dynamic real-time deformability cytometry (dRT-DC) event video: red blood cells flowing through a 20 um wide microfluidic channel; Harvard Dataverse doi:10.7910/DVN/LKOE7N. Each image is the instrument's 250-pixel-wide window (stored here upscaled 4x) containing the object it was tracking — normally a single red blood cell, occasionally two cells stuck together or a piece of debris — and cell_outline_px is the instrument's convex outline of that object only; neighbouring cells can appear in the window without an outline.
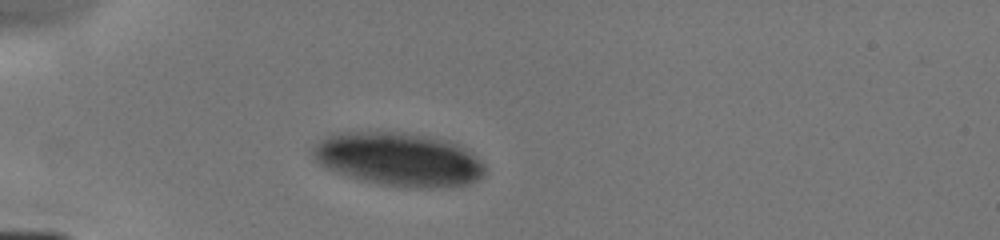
{"species": "human", "species_latin": "Homo sapiens", "temperature_condition": "cold", "stored_images_in_passage": 5, "camera_frame_rate_fps": 3000, "um_per_image_px": 0.085, "donor": {"sex": "male"}, "frame": {"image": 1, "passage_image": 3, "time_ms": 2.0, "image_size_px": [1000, 240], "cell_outline_px": [[484, 172], [476, 180], [468, 184], [436, 188], [416, 188], [380, 184], [364, 180], [336, 172], [320, 164], [316, 160], [312, 152], [312, 148], [328, 132], [404, 132], [432, 136], [452, 140], [468, 148], [484, 164]], "centroid_in_image_um": [33.91, 13.51], "position_along_channel_um": 51.1, "area_um2": 54.1}}
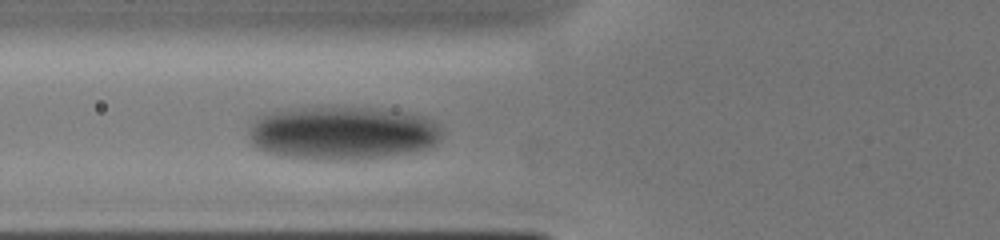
{"frame": {"image": 2, "passage_image": 5, "time_ms": 3.667, "image_size_px": [1000, 240], "cell_outline_px": [[440, 136], [436, 144], [424, 148], [408, 152], [380, 156], [348, 160], [320, 160], [284, 156], [268, 152], [256, 148], [248, 140], [248, 132], [256, 116], [268, 112], [292, 108], [372, 108], [400, 112], [420, 116], [432, 120], [440, 128]], "centroid_in_image_um": [29.0, 11.31], "position_along_channel_um": 96.8, "area_um2": 59.65}}